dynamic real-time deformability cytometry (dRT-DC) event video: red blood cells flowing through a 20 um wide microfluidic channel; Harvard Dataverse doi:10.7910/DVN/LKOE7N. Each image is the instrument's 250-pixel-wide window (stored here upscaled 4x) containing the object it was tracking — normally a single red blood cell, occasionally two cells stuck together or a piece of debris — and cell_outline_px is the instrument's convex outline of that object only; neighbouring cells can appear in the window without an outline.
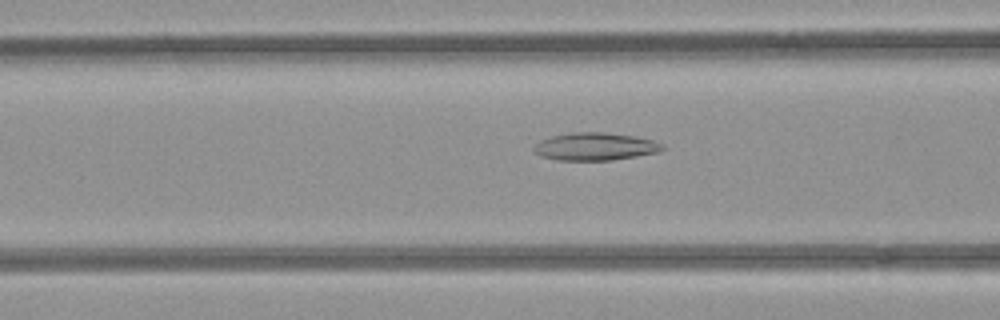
{"species": "common noctule bat (a hibernating species)", "species_latin": "Nyctalus noctula", "temperature_condition": "room temperature", "stored_images_in_passage": 46, "camera_frame_rate_fps": 3000, "um_per_image_px": 0.085, "animal": {"sex": "female", "body_mass_g": 21.9}, "frame": {"image": 1, "passage_image": 14, "time_ms": 4.333, "image_size_px": [1000, 320], "cell_outline_px": [[664, 148], [660, 152], [612, 160], [556, 160], [540, 156], [532, 148], [540, 140], [552, 136], [572, 132], [604, 132], [636, 136], [652, 140], [660, 144]], "centroid_in_image_um": [50.57, 12.45], "position_along_channel_um": 116.0, "area_um2": 20.69}}
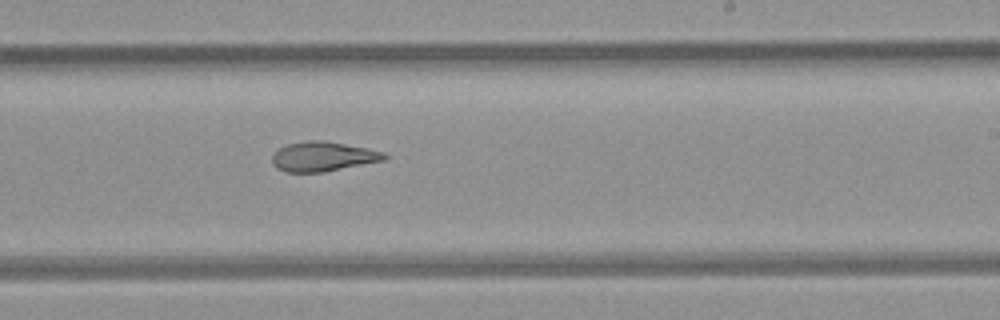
{"frame": {"image": 2, "passage_image": 25, "time_ms": 8.0, "image_size_px": [1000, 320], "cell_outline_px": [[388, 156], [384, 160], [324, 172], [284, 172], [276, 168], [272, 164], [272, 156], [280, 148], [288, 144], [308, 140], [324, 140], [368, 148], [384, 152]], "centroid_in_image_um": [27.45, 13.3], "position_along_channel_um": 261.6, "area_um2": 19.36}}
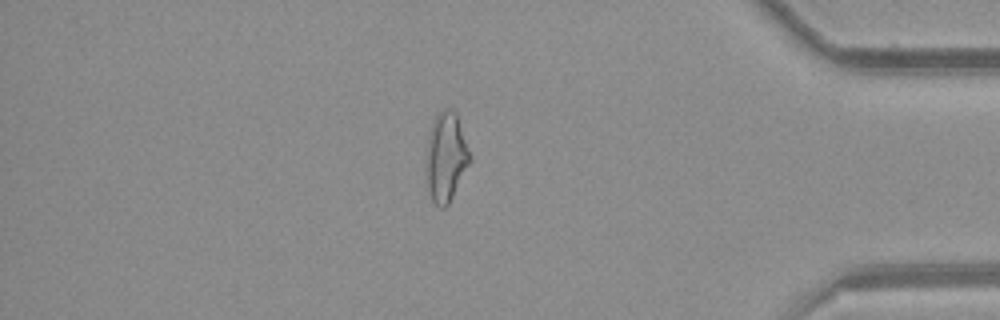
{"frame": {"image": 3, "passage_image": 38, "time_ms": 12.333, "image_size_px": [1000, 320], "cell_outline_px": [[472, 160], [448, 204], [444, 208], [440, 208], [432, 200], [424, 176], [424, 168], [428, 136], [432, 124], [436, 116], [444, 108], [452, 108], [456, 112]], "centroid_in_image_um": [37.88, 13.36], "position_along_channel_um": 397.3, "area_um2": 22.95}, "authors_computed_cell_mechanics": {"area_um2": 21.6461, "velocity_mm_per_s": 3.9712, "shape_relaxation_time_tau1_ms": null, "shape_relaxation_time_tau2_ms": 3.6512, "deformation_change_tau1": null, "deformation_change_tau2": 0.1094}}